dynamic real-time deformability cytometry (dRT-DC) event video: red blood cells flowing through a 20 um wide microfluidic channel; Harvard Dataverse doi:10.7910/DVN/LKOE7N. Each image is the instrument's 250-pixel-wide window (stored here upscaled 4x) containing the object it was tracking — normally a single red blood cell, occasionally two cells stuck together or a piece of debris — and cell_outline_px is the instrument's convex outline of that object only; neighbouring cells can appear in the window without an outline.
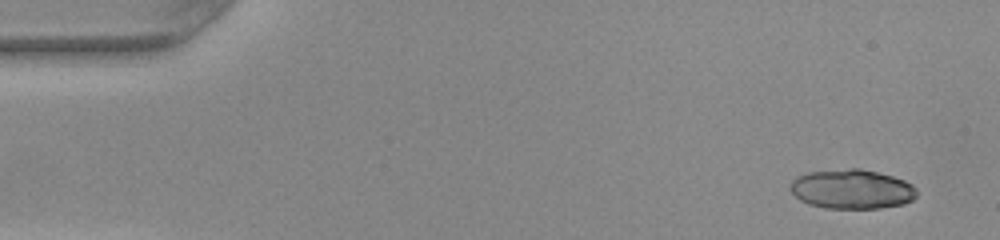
{"species": "common noctule bat (a hibernating species)", "species_latin": "Nyctalus noctula", "temperature_condition": "warm", "stored_images_in_passage": 48, "camera_frame_rate_fps": 3000, "um_per_image_px": 0.085, "animal": {"sex": "female", "body_mass_g": 22.0, "forearm_length_mm": 56.7}, "frame": {"image": 1, "passage_image": 1, "time_ms": 0.0, "image_size_px": [1000, 240], "cell_outline_px": [[916, 196], [912, 200], [904, 204], [880, 208], [824, 208], [808, 204], [800, 200], [788, 188], [792, 180], [796, 176], [808, 172], [848, 168], [860, 168], [892, 176], [904, 180], [912, 184], [916, 188]], "centroid_in_image_um": [72.39, 16.07], "position_along_channel_um": 12.6, "area_um2": 29.25}, "authors_computed_cell_mechanics": {"area_um2": 29.2468, "velocity_mm_per_s": 4.069, "shape_relaxation_time_tau1_ms": 1.0074, "shape_relaxation_time_tau2_ms": 2.1274, "deformation_change_tau1": 0.342, "deformation_change_tau2": 0.072}}